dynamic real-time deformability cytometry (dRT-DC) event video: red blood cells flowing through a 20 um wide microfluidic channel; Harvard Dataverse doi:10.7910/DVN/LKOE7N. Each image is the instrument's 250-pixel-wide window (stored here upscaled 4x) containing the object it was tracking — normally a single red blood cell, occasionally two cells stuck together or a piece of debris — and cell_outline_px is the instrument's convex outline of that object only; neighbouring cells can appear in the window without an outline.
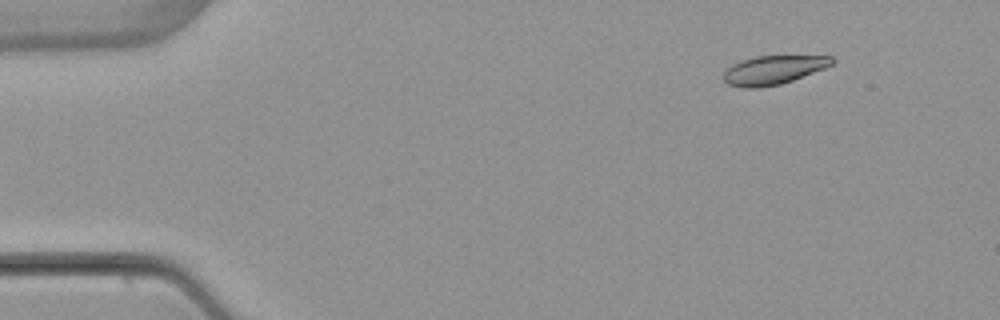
{"species": "common noctule bat (a hibernating species)", "species_latin": "Nyctalus noctula", "temperature_condition": "warm", "stored_images_in_passage": 5, "camera_frame_rate_fps": 3000, "um_per_image_px": 0.085, "animal": {"sex": "female", "body_mass_g": 22.7, "forearm_length_mm": 54.2}, "frame": {"image": 1, "passage_image": 2, "time_ms": 1.333, "image_size_px": [1000, 320], "cell_outline_px": [[836, 60], [832, 64], [824, 68], [792, 80], [780, 84], [760, 88], [744, 88], [728, 84], [724, 80], [724, 68], [740, 60], [756, 56], [832, 56]], "centroid_in_image_um": [65.69, 5.94], "position_along_channel_um": 19.3, "area_um2": 18.21}}
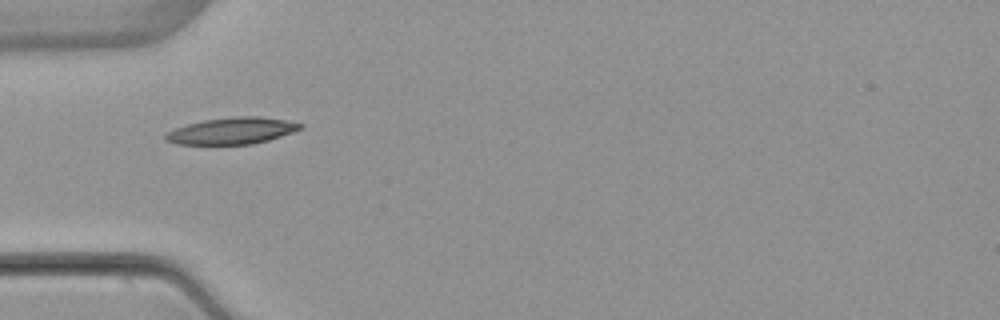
{"frame": {"image": 2, "passage_image": 5, "time_ms": 5.0, "image_size_px": [1000, 320], "cell_outline_px": [[304, 124], [300, 128], [292, 132], [268, 140], [252, 144], [176, 144], [164, 140], [164, 136], [168, 132], [176, 128], [188, 124], [204, 120], [236, 116], [260, 116], [284, 120]], "centroid_in_image_um": [19.69, 11.12], "position_along_channel_um": 65.3, "area_um2": 20.63}}